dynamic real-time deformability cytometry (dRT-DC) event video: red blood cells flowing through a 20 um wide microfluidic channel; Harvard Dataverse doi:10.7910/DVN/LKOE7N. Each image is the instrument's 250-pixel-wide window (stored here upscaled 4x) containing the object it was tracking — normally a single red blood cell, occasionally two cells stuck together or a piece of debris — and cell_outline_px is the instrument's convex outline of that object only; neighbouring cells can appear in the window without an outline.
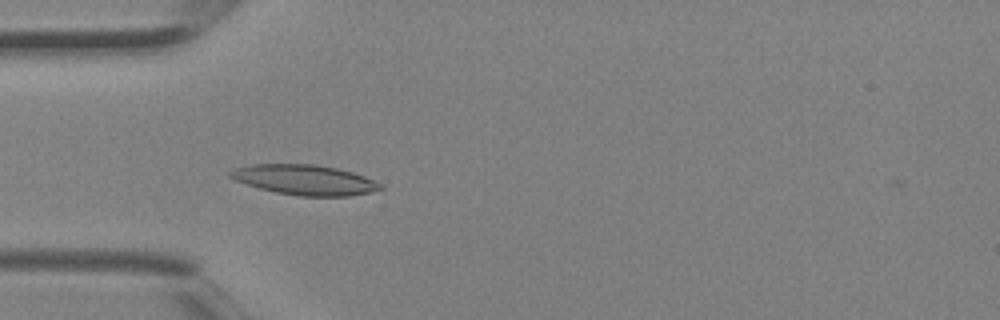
{"species": "Egyptian fruit bat (a non-hibernating species)", "species_latin": "Rousettus aegyptiacus", "temperature_condition": "room temperature", "stored_images_in_passage": 5, "camera_frame_rate_fps": 3000, "um_per_image_px": 0.085, "animal": {"sex": "female"}, "frame": {"image": 1, "passage_image": 5, "time_ms": 1.333, "image_size_px": [1000, 320], "cell_outline_px": [[384, 188], [372, 192], [348, 196], [300, 196], [276, 192], [260, 188], [236, 180], [228, 176], [228, 172], [236, 168], [252, 164], [312, 164], [336, 168], [352, 172], [364, 176], [380, 184]], "centroid_in_image_um": [25.9, 15.29], "position_along_channel_um": 59.1, "area_um2": 26.07}}